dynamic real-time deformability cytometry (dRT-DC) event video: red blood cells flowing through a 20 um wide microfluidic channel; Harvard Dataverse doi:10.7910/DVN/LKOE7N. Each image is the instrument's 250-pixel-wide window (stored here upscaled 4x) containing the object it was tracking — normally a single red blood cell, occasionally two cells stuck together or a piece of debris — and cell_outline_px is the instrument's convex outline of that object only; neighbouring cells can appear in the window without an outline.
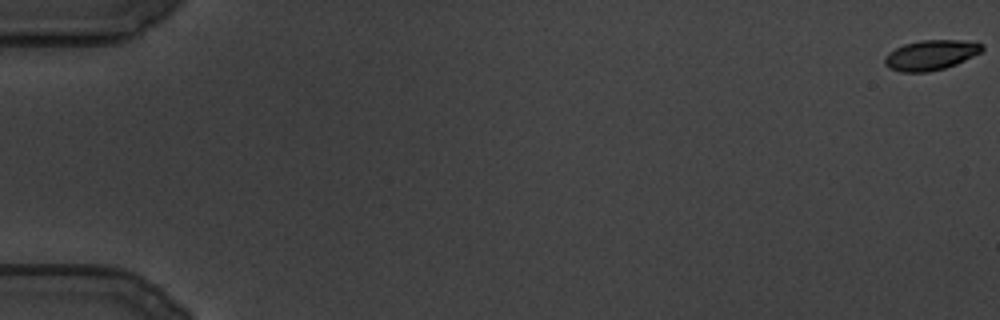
{"species": "common noctule bat (a hibernating species)", "species_latin": "Nyctalus noctula", "temperature_condition": "cold", "stored_images_in_passage": 26, "camera_frame_rate_fps": 3000, "um_per_image_px": 0.085, "animal": {"sex": "male", "body_mass_g": 19.5, "forearm_length_mm": 54.6}, "frame": {"image": 1, "passage_image": 1, "time_ms": 0.0, "image_size_px": [1000, 320], "cell_outline_px": [[984, 48], [980, 52], [956, 64], [944, 68], [928, 72], [900, 72], [888, 68], [884, 64], [884, 56], [888, 52], [904, 44], [920, 40], [960, 40], [984, 44]], "centroid_in_image_um": [79.07, 4.68], "position_along_channel_um": 5.9, "area_um2": 17.05}}